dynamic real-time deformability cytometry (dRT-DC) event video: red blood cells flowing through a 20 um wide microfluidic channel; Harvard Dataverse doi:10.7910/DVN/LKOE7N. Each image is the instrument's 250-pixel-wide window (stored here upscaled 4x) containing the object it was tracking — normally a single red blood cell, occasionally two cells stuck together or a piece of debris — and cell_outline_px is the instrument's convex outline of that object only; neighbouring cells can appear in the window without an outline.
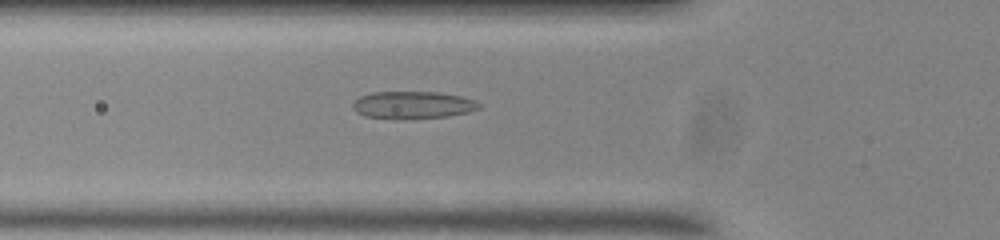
{"species": "common noctule bat (a hibernating species)", "species_latin": "Nyctalus noctula", "temperature_condition": "room temperature", "stored_images_in_passage": 44, "camera_frame_rate_fps": 3000, "um_per_image_px": 0.085, "animal": {"sex": "male", "body_mass_g": 20.0, "forearm_length_mm": 53.3}, "frame": {"image": 1, "passage_image": 8, "time_ms": 2.333, "image_size_px": [1000, 240], "cell_outline_px": [[480, 108], [468, 112], [448, 116], [396, 120], [392, 120], [364, 116], [356, 112], [352, 108], [352, 104], [360, 96], [372, 92], [436, 92], [460, 96], [476, 100], [480, 104]], "centroid_in_image_um": [35.05, 8.94], "position_along_channel_um": 90.7, "area_um2": 20.4}}
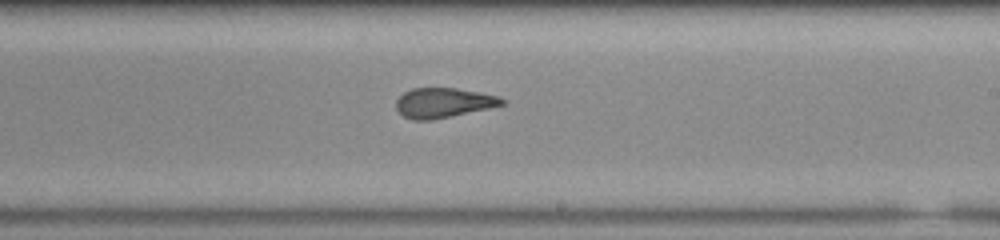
{"frame": {"image": 2, "passage_image": 21, "time_ms": 6.667, "image_size_px": [1000, 240], "cell_outline_px": [[504, 104], [488, 108], [432, 120], [412, 120], [404, 116], [396, 108], [396, 100], [404, 92], [412, 88], [456, 88], [480, 92], [500, 96], [504, 100]], "centroid_in_image_um": [37.68, 8.73], "position_along_channel_um": 251.3, "area_um2": 18.26}}
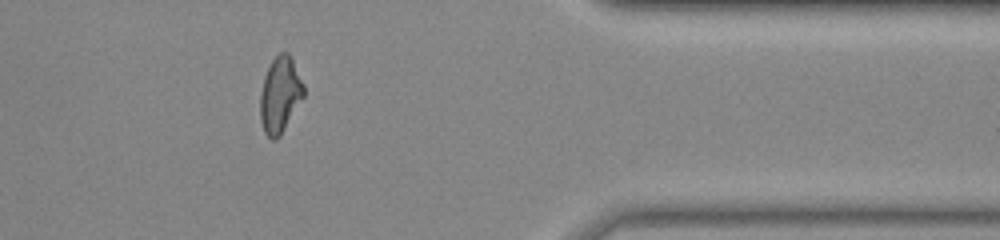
{"frame": {"image": 3, "passage_image": 34, "time_ms": 11.0, "image_size_px": [1000, 240], "cell_outline_px": [[304, 96], [280, 136], [276, 140], [272, 140], [264, 132], [260, 120], [260, 92], [264, 76], [272, 60], [280, 52], [288, 52], [304, 84]], "centroid_in_image_um": [23.79, 8.08], "position_along_channel_um": 387.6, "area_um2": 19.19}, "authors_computed_cell_mechanics": {"area_um2": 19.1607, "velocity_mm_per_s": 3.704, "shape_relaxation_time_tau1_ms": null, "shape_relaxation_time_tau2_ms": 1.4791, "deformation_change_tau1": null, "deformation_change_tau2": 0.0931}}